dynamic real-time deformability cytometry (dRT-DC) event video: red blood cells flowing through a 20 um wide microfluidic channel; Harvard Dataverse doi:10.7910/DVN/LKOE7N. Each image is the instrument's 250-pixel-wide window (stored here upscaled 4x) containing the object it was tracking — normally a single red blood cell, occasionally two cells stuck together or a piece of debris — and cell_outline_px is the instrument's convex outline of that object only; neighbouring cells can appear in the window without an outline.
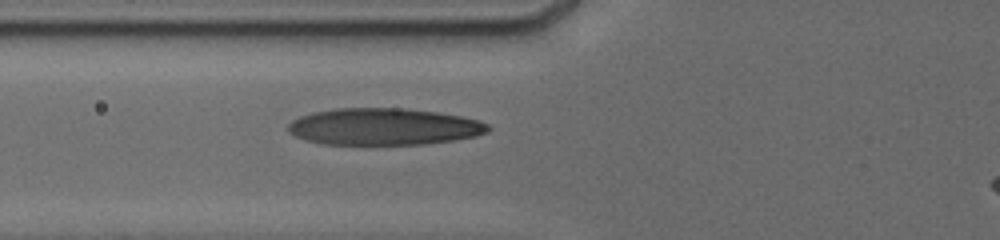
{"species": "human", "species_latin": "Homo sapiens", "temperature_condition": "cold", "stored_images_in_passage": 5, "camera_frame_rate_fps": 3000, "um_per_image_px": 0.085, "donor": {"sex": "male"}, "frame": {"image": 1, "passage_image": 5, "time_ms": 3.0, "image_size_px": [1000, 240], "cell_outline_px": [[492, 128], [488, 132], [476, 136], [452, 140], [424, 144], [320, 144], [304, 140], [288, 132], [288, 124], [292, 120], [300, 116], [312, 112], [336, 108], [404, 108], [436, 112], [460, 116], [480, 120], [488, 124]], "centroid_in_image_um": [32.61, 10.76], "position_along_channel_um": 93.2, "area_um2": 43.06}}